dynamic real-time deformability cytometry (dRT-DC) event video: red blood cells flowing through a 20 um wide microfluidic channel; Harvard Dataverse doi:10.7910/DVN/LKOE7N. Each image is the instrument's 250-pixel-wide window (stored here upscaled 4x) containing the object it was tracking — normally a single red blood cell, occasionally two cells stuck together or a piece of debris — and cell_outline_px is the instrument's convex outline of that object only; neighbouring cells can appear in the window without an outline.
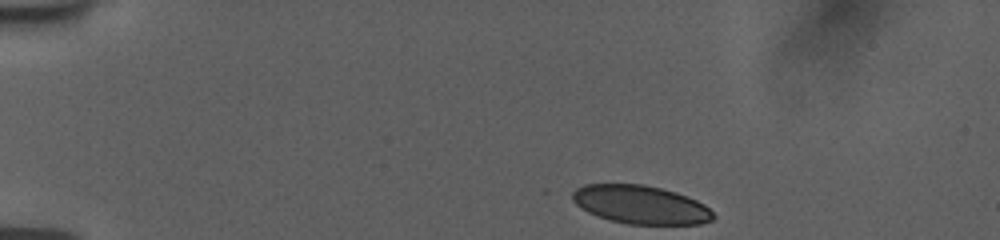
{"species": "human", "species_latin": "Homo sapiens", "temperature_condition": "room temperature", "stored_images_in_passage": 46, "camera_frame_rate_fps": 3000, "um_per_image_px": 0.085, "donor": {"sex": "female"}, "frame": {"image": 1, "passage_image": 1, "time_ms": 0.0, "image_size_px": [1000, 240], "cell_outline_px": [[716, 216], [712, 220], [700, 224], [628, 224], [608, 220], [588, 212], [576, 204], [572, 200], [572, 192], [576, 188], [584, 184], [644, 184], [676, 192], [688, 196], [704, 204]], "centroid_in_image_um": [54.45, 17.39], "position_along_channel_um": 30.6, "area_um2": 31.62}}
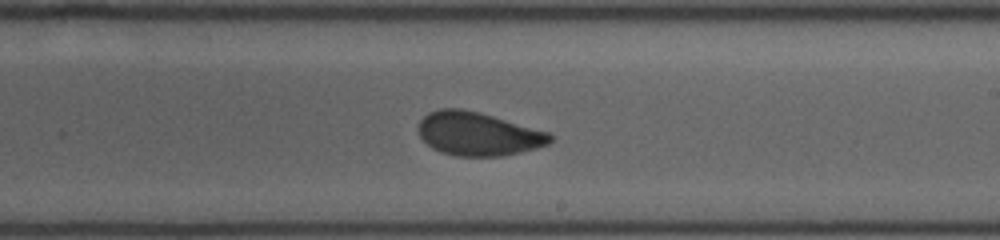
{"frame": {"image": 2, "passage_image": 25, "time_ms": 8.0, "image_size_px": [1000, 240], "cell_outline_px": [[552, 140], [548, 144], [536, 148], [504, 156], [456, 156], [440, 152], [432, 148], [420, 136], [416, 128], [420, 120], [428, 112], [440, 108], [460, 108], [480, 112], [548, 132], [552, 136]], "centroid_in_image_um": [40.6, 11.37], "position_along_channel_um": 248.4, "area_um2": 33.47}}
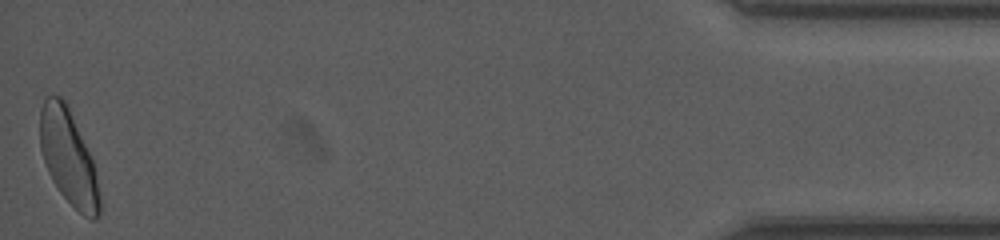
{"frame": {"image": 3, "passage_image": 46, "time_ms": 15.0, "image_size_px": [1000, 240], "cell_outline_px": [[100, 216], [96, 220], [92, 220], [84, 216], [60, 192], [52, 180], [48, 172], [40, 148], [40, 108], [44, 100], [48, 96], [60, 96], [64, 100], [68, 108], [92, 160], [100, 196]], "centroid_in_image_um": [5.8, 13.4], "position_along_channel_um": 429.4, "area_um2": 32.19}, "authors_computed_cell_mechanics": {"area_um2": 33.4373, "velocity_mm_per_s": 3.7375, "shape_relaxation_time_tau1_ms": 5.1264, "shape_relaxation_time_tau2_ms": 0.8668, "deformation_change_tau1": 0.1348, "deformation_change_tau2": 0.0583}}